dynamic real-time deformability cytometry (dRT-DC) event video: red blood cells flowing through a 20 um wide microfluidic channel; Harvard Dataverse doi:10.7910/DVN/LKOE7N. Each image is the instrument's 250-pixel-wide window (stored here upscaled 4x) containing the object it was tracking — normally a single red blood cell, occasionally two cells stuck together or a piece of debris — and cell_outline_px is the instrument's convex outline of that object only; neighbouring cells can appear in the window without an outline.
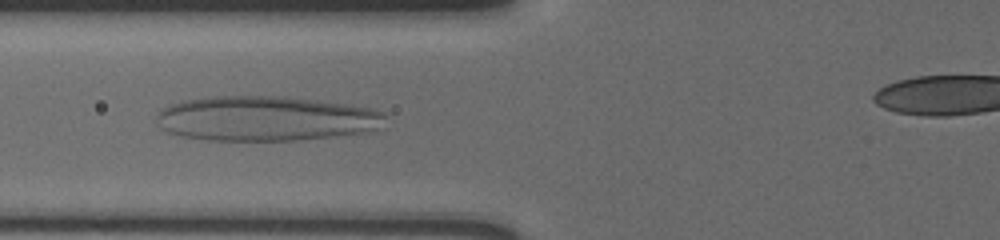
{"species": "human", "species_latin": "Homo sapiens", "temperature_condition": "cold", "stored_images_in_passage": 58, "segment_of_instrument_passage": [1, 2], "camera_frame_rate_fps": 3000, "um_per_image_px": 0.085, "donor": {"sex": "male"}, "frame": {"image": 1, "passage_image": 27, "time_ms": 8.667, "image_size_px": [1000, 240], "cell_outline_px": [[388, 116], [384, 128], [368, 132], [336, 136], [300, 140], [208, 140], [180, 136], [168, 132], [160, 128], [156, 124], [156, 116], [160, 108], [168, 104], [184, 100], [212, 96], [284, 96], [316, 100], [372, 108], [384, 112]], "centroid_in_image_um": [22.61, 10.08], "position_along_channel_um": 103.2, "area_um2": 60.69}}